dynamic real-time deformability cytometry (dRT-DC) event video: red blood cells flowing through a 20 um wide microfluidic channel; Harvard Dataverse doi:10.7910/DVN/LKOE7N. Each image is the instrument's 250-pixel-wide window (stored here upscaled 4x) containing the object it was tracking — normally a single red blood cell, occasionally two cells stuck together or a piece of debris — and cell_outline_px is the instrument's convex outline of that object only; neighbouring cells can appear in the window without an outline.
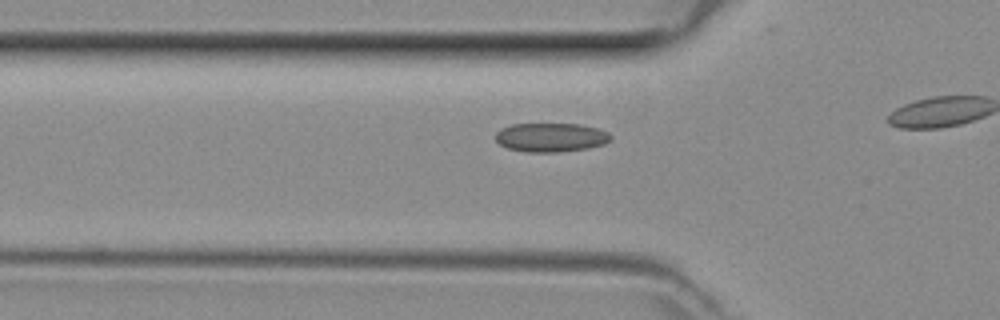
{"species": "common noctule bat (a hibernating species)", "species_latin": "Nyctalus noctula", "temperature_condition": "room temperature", "stored_images_in_passage": 17, "camera_frame_rate_fps": 3000, "um_per_image_px": 0.085, "animal": {"sex": "female", "body_mass_g": 29.2, "forearm_length_mm": 56.3}, "frame": {"image": 1, "passage_image": 12, "time_ms": 3.667, "image_size_px": [1000, 320], "cell_outline_px": [[612, 140], [604, 144], [588, 148], [560, 152], [528, 152], [508, 148], [500, 144], [496, 140], [496, 132], [500, 128], [512, 124], [580, 124], [596, 128], [608, 132], [612, 136]], "centroid_in_image_um": [46.84, 11.68], "position_along_channel_um": 79.0, "area_um2": 19.48}}
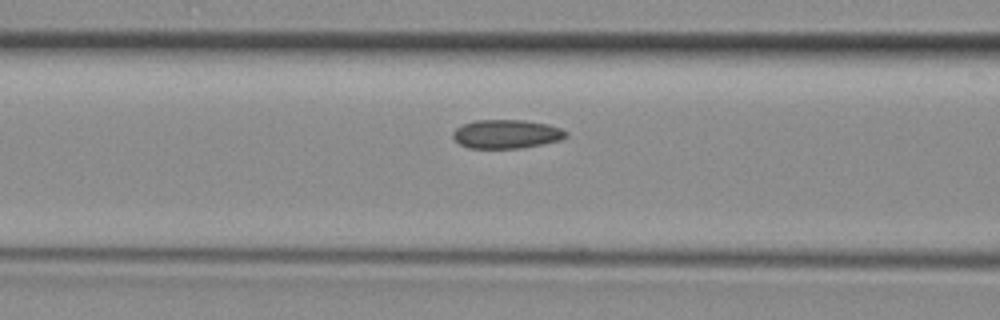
{"frame": {"image": 2, "passage_image": 15, "time_ms": 4.667, "image_size_px": [1000, 320], "cell_outline_px": [[568, 136], [560, 140], [520, 148], [468, 148], [460, 144], [452, 136], [452, 132], [456, 128], [472, 120], [524, 120], [548, 124], [560, 128], [568, 132]], "centroid_in_image_um": [43.04, 11.38], "position_along_channel_um": 123.6, "area_um2": 18.96}}